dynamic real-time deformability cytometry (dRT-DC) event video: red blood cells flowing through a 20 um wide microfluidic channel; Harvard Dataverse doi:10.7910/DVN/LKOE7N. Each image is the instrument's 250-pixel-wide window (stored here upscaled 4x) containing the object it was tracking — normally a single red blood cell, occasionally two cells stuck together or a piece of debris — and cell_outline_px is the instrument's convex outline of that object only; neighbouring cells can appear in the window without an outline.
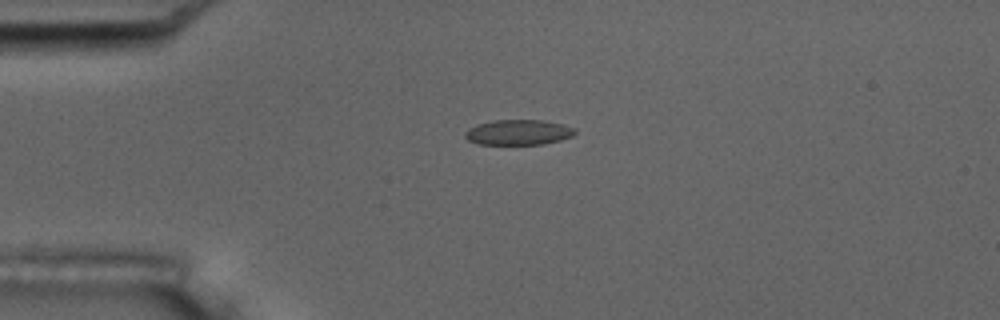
{"species": "common noctule bat (a hibernating species)", "species_latin": "Nyctalus noctula", "temperature_condition": "room temperature", "stored_images_in_passage": 42, "camera_frame_rate_fps": 3000, "um_per_image_px": 0.085, "animal": {"sex": "male", "body_mass_g": 17.5, "forearm_length_mm": 52.3}, "frame": {"image": 1, "passage_image": 1, "time_ms": 0.0, "image_size_px": [1000, 320], "cell_outline_px": [[576, 132], [572, 136], [560, 140], [544, 144], [480, 144], [468, 140], [464, 136], [464, 132], [468, 128], [476, 124], [492, 120], [540, 120], [564, 124], [576, 128]], "centroid_in_image_um": [44.06, 11.24], "position_along_channel_um": 40.9, "area_um2": 16.3}}
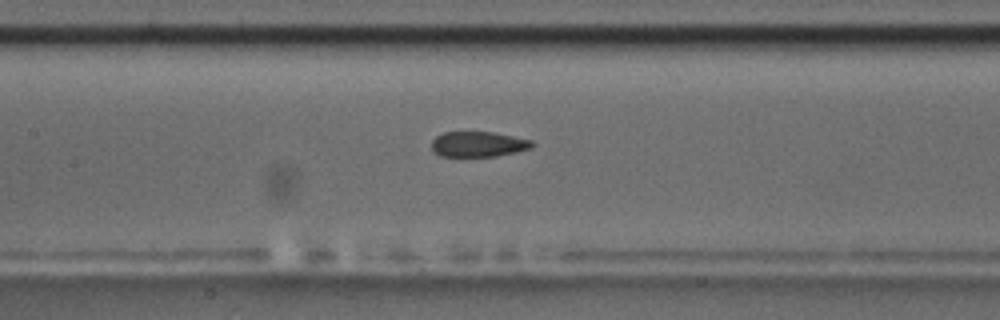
{"frame": {"image": 2, "passage_image": 13, "time_ms": 4.0, "image_size_px": [1000, 320], "cell_outline_px": [[536, 144], [532, 148], [516, 152], [496, 156], [440, 156], [432, 152], [432, 140], [436, 136], [444, 132], [492, 132], [532, 140]], "centroid_in_image_um": [40.66, 12.26], "position_along_channel_um": 166.7, "area_um2": 14.91}, "authors_computed_cell_mechanics": {"area_um2": 16.0684, "velocity_mm_per_s": 3.7761, "shape_relaxation_time_tau1_ms": 8.8325, "shape_relaxation_time_tau2_ms": 2.0303, "deformation_change_tau1": 0.1992, "deformation_change_tau2": 0.0692}}